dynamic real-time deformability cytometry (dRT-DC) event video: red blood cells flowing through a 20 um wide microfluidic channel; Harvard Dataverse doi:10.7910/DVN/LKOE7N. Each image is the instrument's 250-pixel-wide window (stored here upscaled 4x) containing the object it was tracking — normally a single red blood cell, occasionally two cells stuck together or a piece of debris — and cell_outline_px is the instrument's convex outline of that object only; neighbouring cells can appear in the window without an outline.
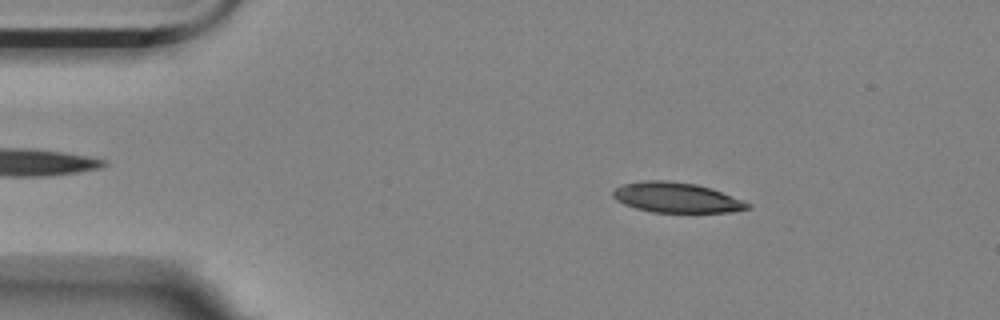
{"species": "Egyptian fruit bat (a non-hibernating species)", "species_latin": "Rousettus aegyptiacus", "temperature_condition": "room temperature", "stored_images_in_passage": 55, "camera_frame_rate_fps": 3000, "um_per_image_px": 0.085, "animal": {"sex": "female"}, "frame": {"image": 1, "passage_image": 8, "time_ms": 2.333, "image_size_px": [1000, 320], "cell_outline_px": [[752, 208], [732, 212], [652, 212], [636, 208], [624, 204], [616, 200], [612, 196], [612, 192], [620, 184], [644, 180], [664, 180], [696, 184], [712, 188], [752, 204]], "centroid_in_image_um": [57.5, 16.79], "position_along_channel_um": 27.5, "area_um2": 23.76}}
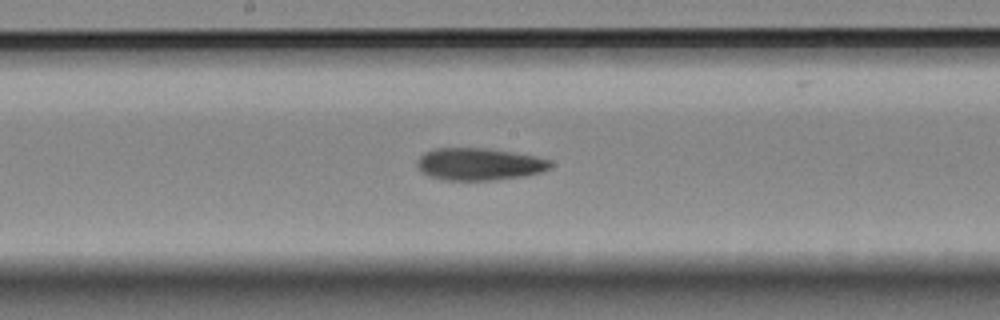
{"frame": {"image": 2, "passage_image": 28, "time_ms": 9.0, "image_size_px": [1000, 320], "cell_outline_px": [[552, 164], [544, 172], [520, 176], [492, 180], [444, 180], [428, 176], [416, 164], [420, 156], [424, 152], [432, 148], [484, 148], [512, 152], [536, 156], [552, 160]], "centroid_in_image_um": [40.73, 13.94], "position_along_channel_um": 207.5, "area_um2": 24.97}}
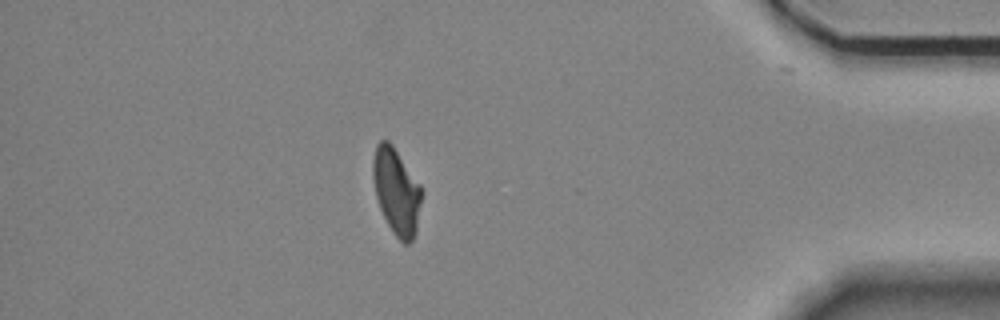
{"frame": {"image": 3, "passage_image": 48, "time_ms": 15.667, "image_size_px": [1000, 320], "cell_outline_px": [[424, 192], [416, 232], [412, 240], [408, 244], [404, 244], [396, 236], [388, 224], [380, 208], [376, 196], [372, 176], [372, 160], [376, 144], [380, 140], [388, 140], [392, 144], [420, 184]], "centroid_in_image_um": [33.71, 16.25], "position_along_channel_um": 401.5, "area_um2": 24.68}, "authors_computed_cell_mechanics": {"area_um2": 24.6806, "velocity_mm_per_s": 3.5186, "shape_relaxation_time_tau1_ms": null, "shape_relaxation_time_tau2_ms": 4.1345, "deformation_change_tau1": null, "deformation_change_tau2": 0.1228}}